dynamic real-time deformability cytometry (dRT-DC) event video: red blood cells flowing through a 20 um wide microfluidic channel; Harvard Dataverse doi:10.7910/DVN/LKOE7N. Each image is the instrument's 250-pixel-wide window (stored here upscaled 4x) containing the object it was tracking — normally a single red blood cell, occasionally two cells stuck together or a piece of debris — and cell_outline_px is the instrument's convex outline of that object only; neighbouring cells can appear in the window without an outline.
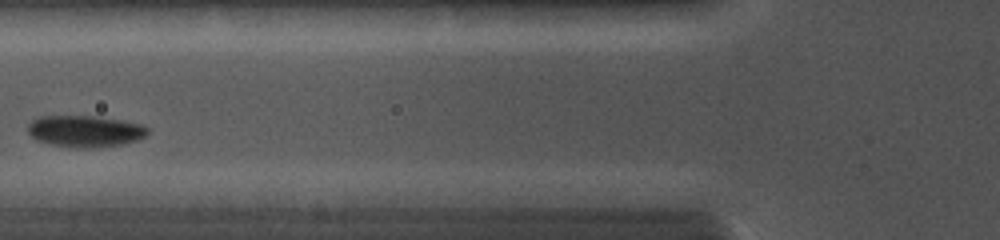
{"species": "common noctule bat (a hibernating species)", "species_latin": "Nyctalus noctula", "temperature_condition": "cold", "stored_images_in_passage": 10, "camera_frame_rate_fps": 5000, "um_per_image_px": 0.085, "animal": {"sex": "female", "body_mass_g": 19.0, "forearm_length_mm": 56.7}, "frame": {"image": 1, "passage_image": 7, "time_ms": 3.4, "image_size_px": [1000, 240], "cell_outline_px": [[148, 132], [144, 136], [136, 140], [120, 144], [92, 148], [80, 148], [48, 144], [36, 140], [28, 132], [28, 124], [32, 120], [40, 116], [96, 116], [144, 124], [148, 128]], "centroid_in_image_um": [7.21, 11.14], "position_along_channel_um": 118.6, "area_um2": 22.02}}
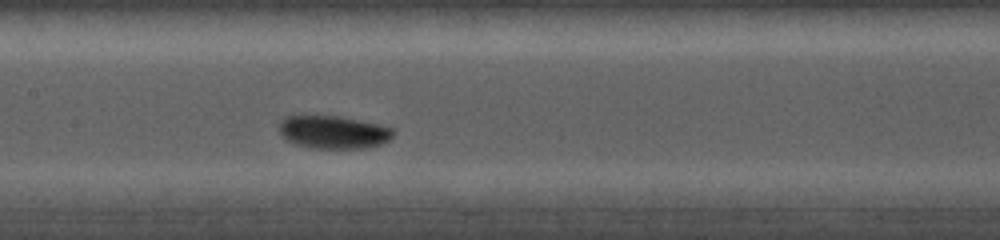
{"frame": {"image": 2, "passage_image": 9, "time_ms": 4.8, "image_size_px": [1000, 240], "cell_outline_px": [[396, 132], [388, 140], [380, 144], [364, 148], [312, 148], [296, 144], [288, 140], [280, 132], [280, 120], [284, 116], [292, 112], [304, 112], [340, 116], [380, 124], [392, 128]], "centroid_in_image_um": [28.26, 11.16], "position_along_channel_um": 179.1, "area_um2": 22.77}}
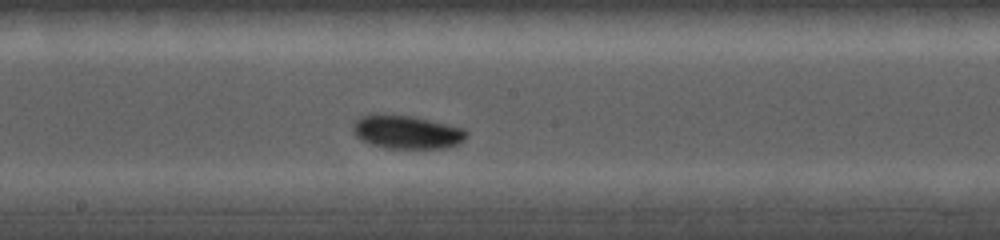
{"frame": {"image": 3, "passage_image": 10, "time_ms": 5.6, "image_size_px": [1000, 240], "cell_outline_px": [[468, 136], [464, 140], [456, 144], [444, 148], [388, 148], [372, 144], [356, 136], [352, 132], [352, 124], [360, 116], [372, 112], [376, 112], [416, 116], [464, 128], [468, 132]], "centroid_in_image_um": [34.55, 11.18], "position_along_channel_um": 213.6, "area_um2": 22.6}}